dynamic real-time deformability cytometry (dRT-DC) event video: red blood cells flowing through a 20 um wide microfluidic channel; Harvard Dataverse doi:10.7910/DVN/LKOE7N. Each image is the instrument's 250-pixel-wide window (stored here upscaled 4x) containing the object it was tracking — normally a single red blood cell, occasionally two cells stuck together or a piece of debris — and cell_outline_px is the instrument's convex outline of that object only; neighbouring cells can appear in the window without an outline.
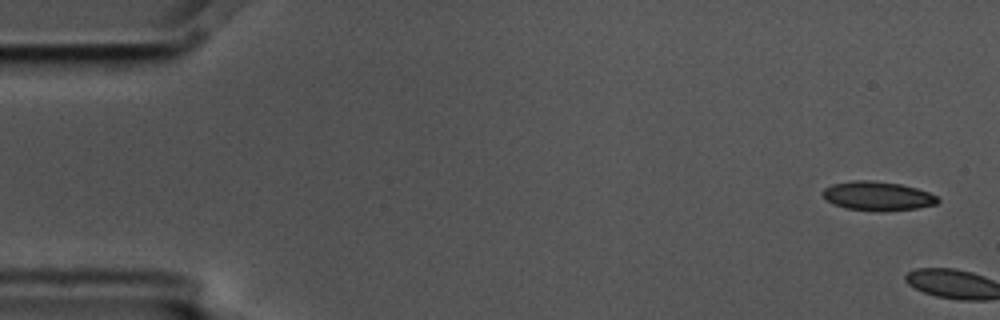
{"species": "common noctule bat (a hibernating species)", "species_latin": "Nyctalus noctula", "temperature_condition": "cold", "stored_images_in_passage": 5, "camera_frame_rate_fps": 3000, "um_per_image_px": 0.085, "animal": {"sex": "male", "body_mass_g": 17.5, "forearm_length_mm": 52.3}, "frame": {"image": 1, "passage_image": 1, "time_ms": 0.0, "image_size_px": [1000, 320], "cell_outline_px": [[940, 200], [936, 204], [916, 208], [884, 212], [880, 212], [844, 208], [832, 204], [820, 192], [824, 188], [832, 184], [856, 180], [872, 180], [900, 184], [916, 188], [928, 192], [936, 196]], "centroid_in_image_um": [74.57, 16.67], "position_along_channel_um": 10.4, "area_um2": 19.59}}